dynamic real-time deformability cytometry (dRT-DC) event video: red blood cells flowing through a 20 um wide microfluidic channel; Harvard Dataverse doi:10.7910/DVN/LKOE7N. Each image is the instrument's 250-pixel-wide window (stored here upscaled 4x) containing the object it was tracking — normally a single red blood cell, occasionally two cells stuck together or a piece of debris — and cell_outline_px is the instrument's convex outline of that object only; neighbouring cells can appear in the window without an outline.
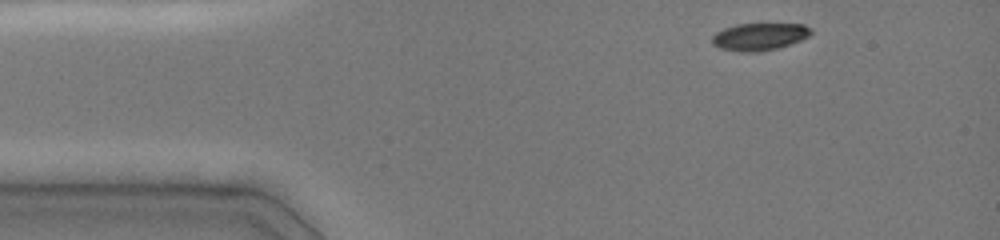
{"species": "common noctule bat (a hibernating species)", "species_latin": "Nyctalus noctula", "temperature_condition": "cold", "stored_images_in_passage": 23, "camera_frame_rate_fps": 3000, "um_per_image_px": 0.085, "animal": {"sex": "female", "body_mass_g": 19.0, "forearm_length_mm": 51.5}, "frame": {"image": 1, "passage_image": 1, "time_ms": 0.0, "image_size_px": [1000, 240], "cell_outline_px": [[812, 32], [808, 36], [800, 40], [780, 48], [756, 52], [740, 52], [720, 48], [712, 44], [712, 36], [716, 32], [724, 28], [736, 24], [804, 24], [812, 28]], "centroid_in_image_um": [64.55, 3.12], "position_along_channel_um": 20.5, "area_um2": 15.84}}
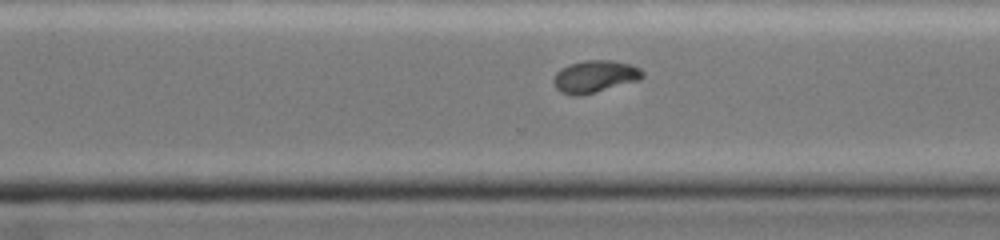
{"frame": {"image": 2, "passage_image": 17, "time_ms": 9.0, "image_size_px": [1000, 240], "cell_outline_px": [[644, 76], [640, 80], [596, 92], [580, 96], [572, 96], [560, 92], [556, 88], [552, 80], [556, 72], [560, 68], [584, 60], [612, 60], [632, 64], [640, 68], [644, 72]], "centroid_in_image_um": [50.57, 6.51], "position_along_channel_um": 320.0, "area_um2": 16.94}}
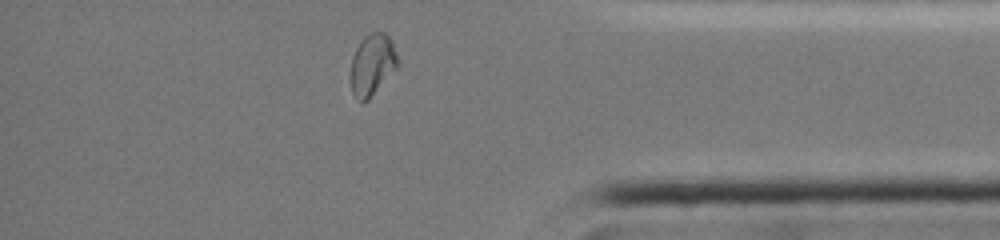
{"frame": {"image": 3, "passage_image": 21, "time_ms": 11.333, "image_size_px": [1000, 240], "cell_outline_px": [[400, 64], [368, 100], [360, 104], [352, 92], [352, 56], [360, 40], [364, 36], [372, 32], [384, 32], [392, 40]], "centroid_in_image_um": [31.66, 5.48], "position_along_channel_um": 403.5, "area_um2": 16.82}, "authors_computed_cell_mechanics": {"area_um2": 17.051, "velocity_mm_per_s": 4.0548, "shape_relaxation_time_tau1_ms": null, "shape_relaxation_time_tau2_ms": 1.4508, "deformation_change_tau1": null, "deformation_change_tau2": 0.0338}}